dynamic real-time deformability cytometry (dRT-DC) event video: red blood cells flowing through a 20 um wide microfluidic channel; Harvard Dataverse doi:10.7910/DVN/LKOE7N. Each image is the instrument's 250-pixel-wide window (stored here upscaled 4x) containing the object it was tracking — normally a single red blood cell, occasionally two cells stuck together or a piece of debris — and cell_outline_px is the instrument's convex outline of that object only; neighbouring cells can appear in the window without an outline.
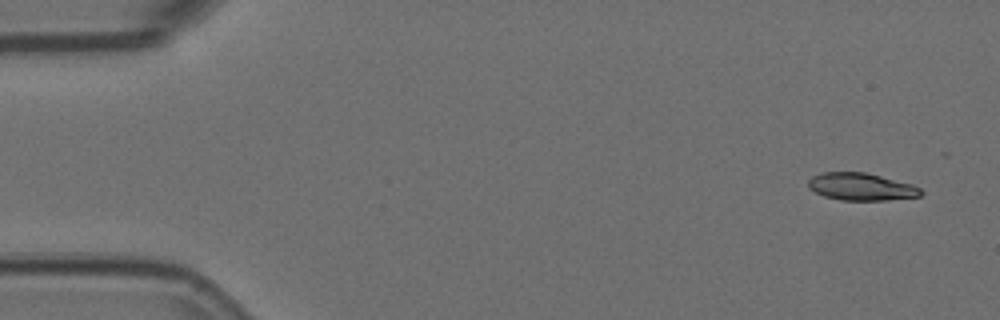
{"species": "Egyptian fruit bat (a non-hibernating species)", "species_latin": "Rousettus aegyptiacus", "temperature_condition": "room temperature", "stored_images_in_passage": 3, "camera_frame_rate_fps": 3000, "um_per_image_px": 0.085, "animal": {"sex": "female"}, "frame": {"image": 1, "passage_image": 1, "time_ms": 0.0, "image_size_px": [1000, 320], "cell_outline_px": [[924, 192], [920, 196], [888, 200], [840, 200], [824, 196], [808, 188], [808, 180], [812, 176], [824, 172], [864, 172], [912, 184], [920, 188]], "centroid_in_image_um": [73.19, 15.87], "position_along_channel_um": 11.8, "area_um2": 17.92}}